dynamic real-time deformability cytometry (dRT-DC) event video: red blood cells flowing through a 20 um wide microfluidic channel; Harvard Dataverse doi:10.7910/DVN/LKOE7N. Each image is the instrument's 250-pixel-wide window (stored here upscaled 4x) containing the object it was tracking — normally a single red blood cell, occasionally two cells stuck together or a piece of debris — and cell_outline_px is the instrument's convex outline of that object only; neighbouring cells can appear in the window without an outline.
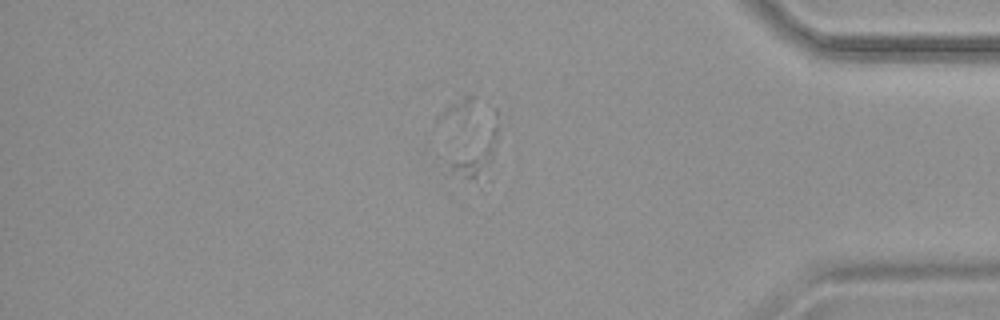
{"species": "common noctule bat (a hibernating species)", "species_latin": "Nyctalus noctula", "temperature_condition": "warm", "stored_images_in_passage": 41, "segment_of_instrument_passage": [3, 3], "camera_frame_rate_fps": 3000, "um_per_image_px": 0.085, "animal": {"sex": "female", "body_mass_g": 19.9}, "frame": {"image": 1, "passage_image": 33, "time_ms": 10.667, "image_size_px": [1000, 320], "cell_outline_px": [[508, 112], [488, 164], [476, 176], [468, 180], [452, 172], [436, 156], [492, 108], [496, 108]], "centroid_in_image_um": [40.32, 12.38], "position_along_channel_um": 394.9, "area_um2": 18.21}}
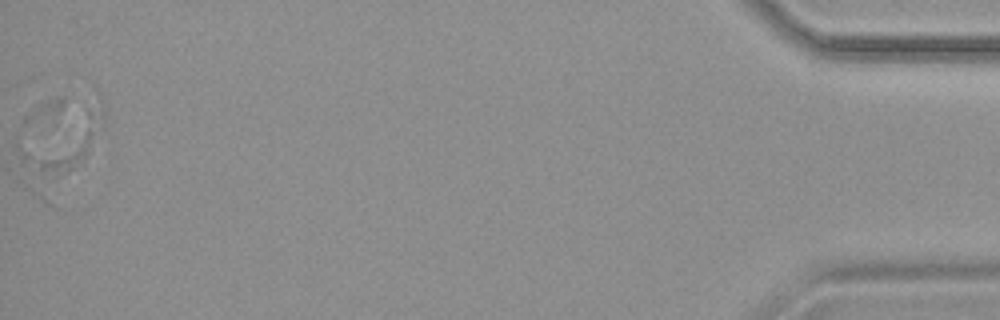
{"frame": {"image": 2, "passage_image": 41, "time_ms": 13.333, "image_size_px": [1000, 320], "cell_outline_px": [[104, 124], [84, 160], [68, 172], [60, 176], [20, 164], [16, 148], [16, 144], [104, 104]], "centroid_in_image_um": [5.31, 12.22], "position_along_channel_um": 429.9, "area_um2": 24.57}}